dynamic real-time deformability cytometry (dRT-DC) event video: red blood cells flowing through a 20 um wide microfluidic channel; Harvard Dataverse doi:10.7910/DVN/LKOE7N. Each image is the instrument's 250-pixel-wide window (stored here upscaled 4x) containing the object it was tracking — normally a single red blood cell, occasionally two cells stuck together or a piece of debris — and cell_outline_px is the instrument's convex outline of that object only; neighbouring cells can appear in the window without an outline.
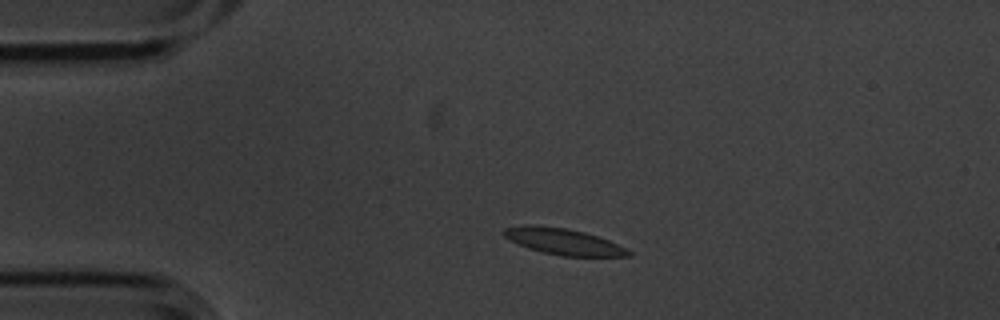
{"species": "common noctule bat (a hibernating species)", "species_latin": "Nyctalus noctula", "temperature_condition": "cold", "stored_images_in_passage": 4, "camera_frame_rate_fps": 3000, "um_per_image_px": 0.085, "animal": {"sex": "male", "body_mass_g": 20.1, "forearm_length_mm": 53.5}, "frame": {"image": 1, "passage_image": 2, "time_ms": 0.333, "image_size_px": [1000, 320], "cell_outline_px": [[632, 256], [560, 256], [528, 248], [504, 236], [500, 232], [504, 228], [524, 224], [532, 224], [564, 228], [584, 232], [608, 240], [632, 252]], "centroid_in_image_um": [47.85, 20.52], "position_along_channel_um": 37.2, "area_um2": 18.84}}
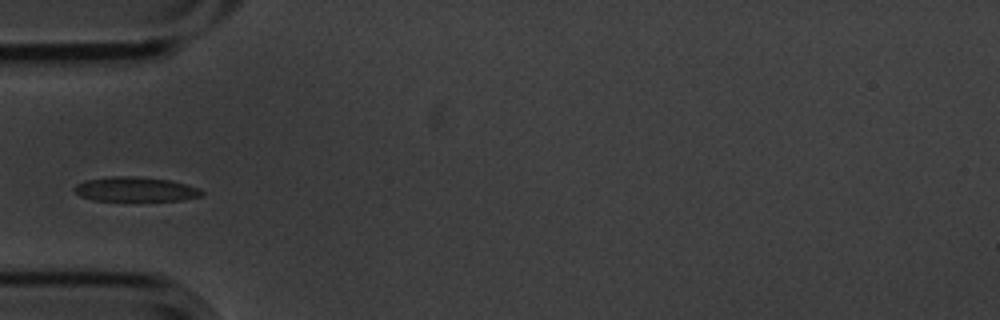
{"frame": {"image": 2, "passage_image": 4, "time_ms": 1.0, "image_size_px": [1000, 320], "cell_outline_px": [[204, 196], [184, 200], [92, 200], [80, 196], [72, 188], [76, 184], [84, 180], [112, 176], [136, 176], [172, 180], [200, 188], [204, 192]], "centroid_in_image_um": [11.54, 16.08], "position_along_channel_um": 73.5, "area_um2": 18.38}}